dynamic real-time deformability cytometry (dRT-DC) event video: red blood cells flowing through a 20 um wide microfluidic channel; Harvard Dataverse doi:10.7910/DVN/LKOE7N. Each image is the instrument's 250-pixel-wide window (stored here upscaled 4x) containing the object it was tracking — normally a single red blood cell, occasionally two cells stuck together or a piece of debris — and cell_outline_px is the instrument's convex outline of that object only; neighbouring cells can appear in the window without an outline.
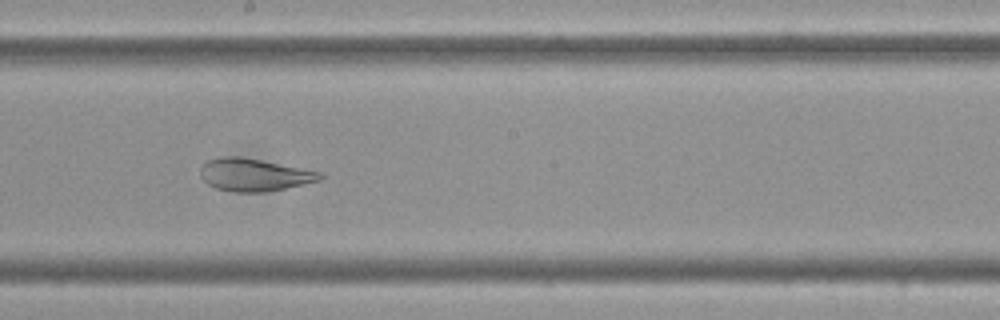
{"species": "Egyptian fruit bat (a non-hibernating species)", "species_latin": "Rousettus aegyptiacus", "temperature_condition": "cold", "stored_images_in_passage": 33, "camera_frame_rate_fps": 3000, "um_per_image_px": 0.085, "frame": {"image": 1, "passage_image": 33, "time_ms": 10.667, "image_size_px": [1000, 320], "cell_outline_px": [[324, 176], [320, 180], [284, 188], [264, 192], [232, 192], [216, 188], [208, 184], [200, 176], [200, 168], [208, 160], [224, 156], [240, 156], [320, 172]], "centroid_in_image_um": [21.55, 14.86], "position_along_channel_um": 226.6, "area_um2": 22.37}}